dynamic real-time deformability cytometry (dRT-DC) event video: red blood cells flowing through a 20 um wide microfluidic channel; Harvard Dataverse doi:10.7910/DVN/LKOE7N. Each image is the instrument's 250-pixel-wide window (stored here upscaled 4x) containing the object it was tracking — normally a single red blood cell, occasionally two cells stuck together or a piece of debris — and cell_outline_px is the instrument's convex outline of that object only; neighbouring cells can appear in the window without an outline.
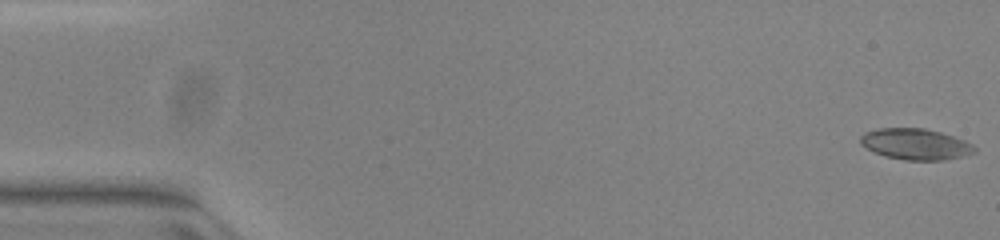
{"species": "common noctule bat (a hibernating species)", "species_latin": "Nyctalus noctula", "temperature_condition": "warm", "stored_images_in_passage": 52, "camera_frame_rate_fps": 3000, "um_per_image_px": 0.085, "animal": {"sex": "female", "body_mass_g": 23.0, "forearm_length_mm": 53.4}, "frame": {"image": 1, "passage_image": 1, "time_ms": 0.0, "image_size_px": [1000, 240], "cell_outline_px": [[976, 152], [944, 160], [904, 160], [884, 156], [860, 144], [860, 136], [864, 132], [880, 128], [924, 128], [940, 132], [964, 140], [972, 144], [976, 148]], "centroid_in_image_um": [77.8, 12.25], "position_along_channel_um": 7.2, "area_um2": 20.52}}
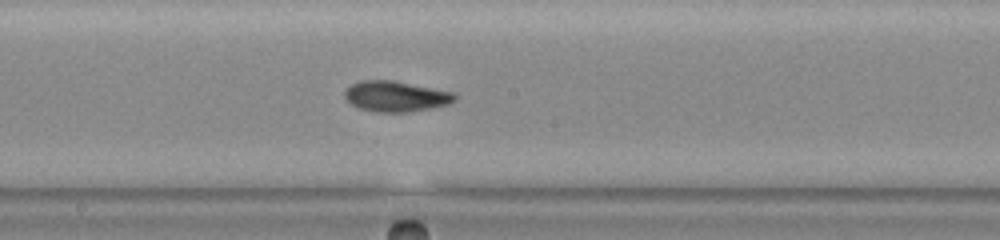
{"frame": {"image": 2, "passage_image": 28, "time_ms": 9.0, "image_size_px": [1000, 240], "cell_outline_px": [[456, 100], [448, 104], [432, 108], [408, 112], [376, 112], [360, 108], [352, 104], [344, 96], [344, 92], [352, 84], [360, 80], [392, 80], [452, 92], [456, 96]], "centroid_in_image_um": [33.64, 8.19], "position_along_channel_um": 214.6, "area_um2": 19.42}}
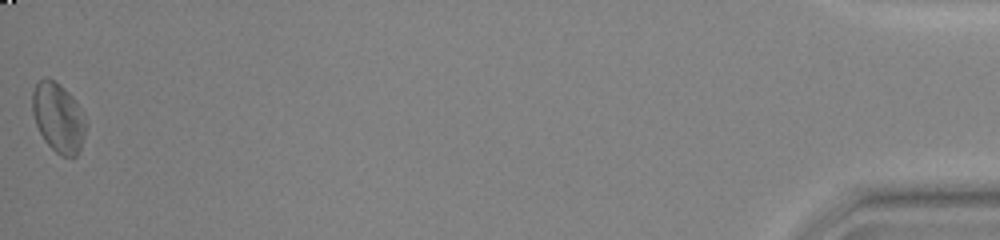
{"frame": {"image": 3, "passage_image": 52, "time_ms": 17.0, "image_size_px": [1000, 240], "cell_outline_px": [[88, 124], [80, 148], [76, 156], [60, 156], [44, 140], [36, 124], [32, 112], [32, 92], [36, 84], [44, 76], [48, 76], [60, 84], [76, 100]], "centroid_in_image_um": [4.96, 9.97], "position_along_channel_um": 430.2, "area_um2": 21.79}, "authors_computed_cell_mechanics": {"area_um2": 19.8254, "velocity_mm_per_s": 3.9454, "shape_relaxation_time_tau1_ms": 6.697, "shape_relaxation_time_tau2_ms": 2.5736, "deformation_change_tau1": 0.1616, "deformation_change_tau2": 0.0843}}